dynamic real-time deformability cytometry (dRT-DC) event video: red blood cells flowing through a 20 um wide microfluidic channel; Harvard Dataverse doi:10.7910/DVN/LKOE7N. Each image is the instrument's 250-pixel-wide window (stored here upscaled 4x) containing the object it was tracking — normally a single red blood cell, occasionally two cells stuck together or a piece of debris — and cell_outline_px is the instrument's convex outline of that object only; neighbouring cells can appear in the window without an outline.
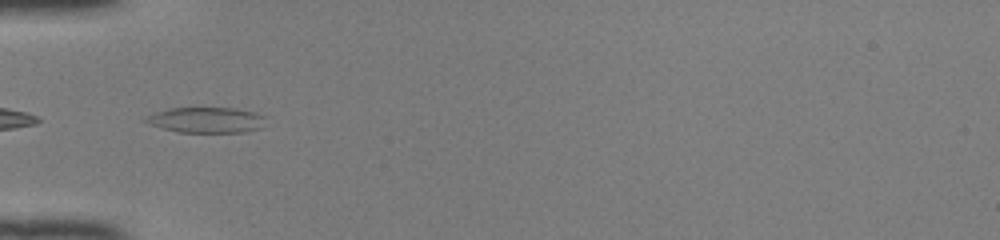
{"species": "common noctule bat (a hibernating species)", "species_latin": "Nyctalus noctula", "temperature_condition": "room temperature", "stored_images_in_passage": 13, "camera_frame_rate_fps": 3000, "um_per_image_px": 0.085, "animal": {"sex": "female", "body_mass_g": 22.0, "forearm_length_mm": 56.7}, "frame": {"image": 1, "passage_image": 4, "time_ms": 1.0, "image_size_px": [1000, 240], "cell_outline_px": [[264, 116], [260, 128], [240, 132], [180, 132], [148, 124], [140, 120], [152, 112], [172, 108], [232, 108], [252, 112]], "centroid_in_image_um": [17.42, 10.19], "position_along_channel_um": 67.6, "area_um2": 17.63}}
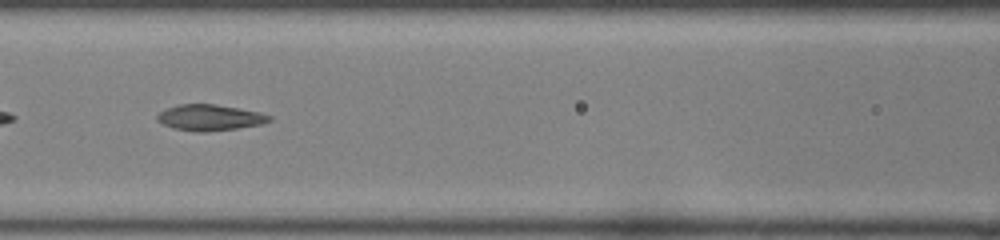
{"frame": {"image": 2, "passage_image": 10, "time_ms": 3.0, "image_size_px": [1000, 240], "cell_outline_px": [[272, 120], [260, 124], [236, 128], [204, 132], [196, 132], [172, 128], [156, 120], [156, 116], [160, 112], [168, 108], [180, 104], [216, 104], [240, 108], [260, 112], [272, 116]], "centroid_in_image_um": [17.83, 9.99], "position_along_channel_um": 148.8, "area_um2": 16.94}}